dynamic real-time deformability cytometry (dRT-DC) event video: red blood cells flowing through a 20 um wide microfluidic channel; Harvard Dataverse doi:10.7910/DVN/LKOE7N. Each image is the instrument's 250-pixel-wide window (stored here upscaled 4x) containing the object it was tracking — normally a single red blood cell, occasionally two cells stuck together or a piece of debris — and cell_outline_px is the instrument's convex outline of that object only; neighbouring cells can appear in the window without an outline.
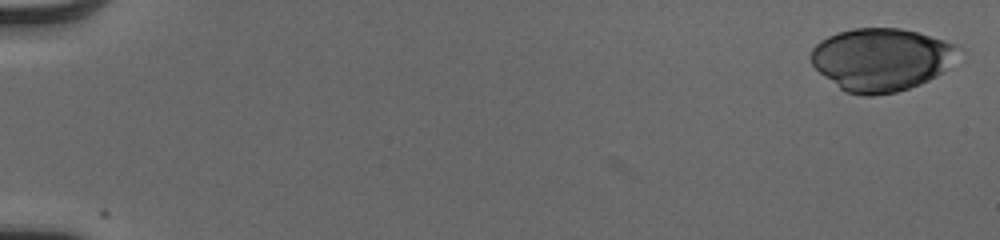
{"species": "human", "species_latin": "Homo sapiens", "temperature_condition": "cold", "stored_images_in_passage": 52, "camera_frame_rate_fps": 3000, "um_per_image_px": 0.085, "donor": {"sex": "male"}, "frame": {"image": 1, "passage_image": 1, "time_ms": 0.0, "image_size_px": [1000, 240], "cell_outline_px": [[952, 48], [940, 72], [936, 76], [920, 84], [896, 92], [872, 96], [860, 96], [844, 92], [824, 76], [812, 64], [812, 48], [820, 40], [828, 36], [852, 28], [900, 28], [916, 32], [944, 40], [952, 44]], "centroid_in_image_um": [74.74, 5.07], "position_along_channel_um": 10.3, "area_um2": 52.37}}
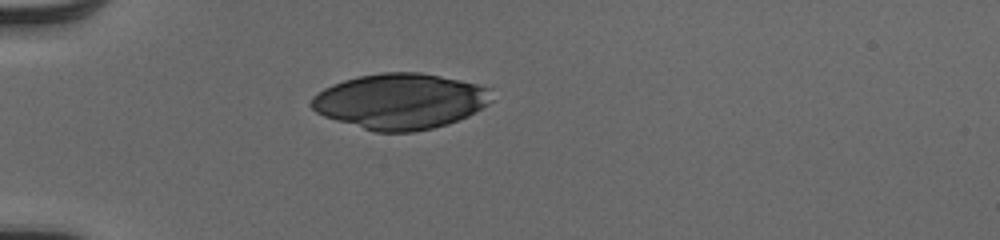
{"frame": {"image": 2, "passage_image": 16, "time_ms": 5.0, "image_size_px": [1000, 240], "cell_outline_px": [[492, 100], [488, 104], [468, 116], [448, 124], [432, 128], [412, 132], [372, 132], [324, 116], [316, 112], [308, 104], [312, 96], [324, 88], [332, 84], [344, 80], [360, 76], [380, 72], [420, 72], [460, 80], [492, 88]], "centroid_in_image_um": [34.01, 8.61], "position_along_channel_um": 51.0, "area_um2": 58.67}}